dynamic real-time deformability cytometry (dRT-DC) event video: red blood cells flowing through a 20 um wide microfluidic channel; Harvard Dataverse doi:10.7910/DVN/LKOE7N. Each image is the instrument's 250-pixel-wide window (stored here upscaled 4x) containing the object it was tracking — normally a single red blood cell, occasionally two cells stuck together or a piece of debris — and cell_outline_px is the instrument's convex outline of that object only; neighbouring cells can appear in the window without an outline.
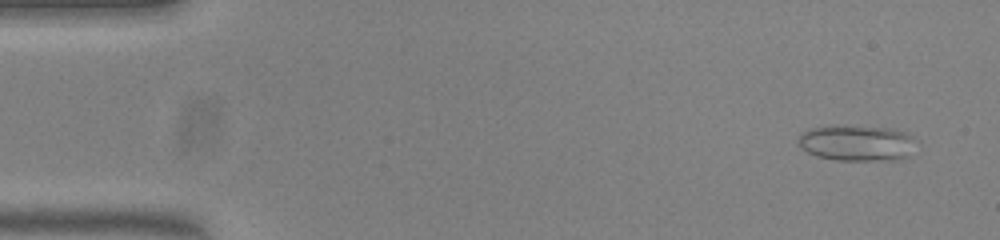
{"species": "common noctule bat (a hibernating species)", "species_latin": "Nyctalus noctula", "temperature_condition": "warm", "stored_images_in_passage": 51, "camera_frame_rate_fps": 3000, "um_per_image_px": 0.085, "animal": {"sex": "female", "body_mass_g": 23.0, "forearm_length_mm": 53.4}, "frame": {"image": 1, "passage_image": 1, "time_ms": 0.0, "image_size_px": [1000, 240], "cell_outline_px": [[912, 136], [908, 156], [900, 160], [836, 160], [816, 156], [800, 148], [796, 140], [800, 132], [808, 128], [888, 128], [904, 132]], "centroid_in_image_um": [72.73, 12.2], "position_along_channel_um": 12.3, "area_um2": 23.7}}
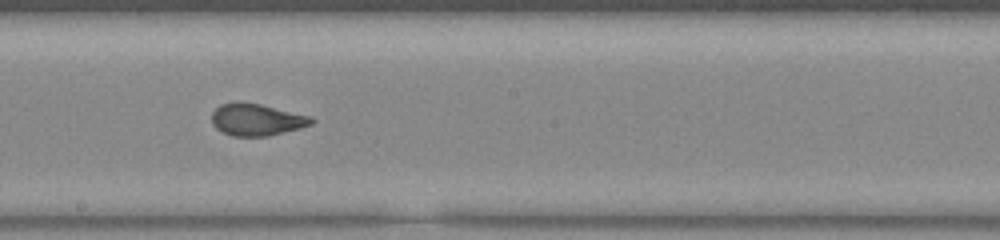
{"frame": {"image": 2, "passage_image": 27, "time_ms": 8.667, "image_size_px": [1000, 240], "cell_outline_px": [[316, 120], [312, 124], [300, 128], [264, 136], [232, 136], [216, 128], [212, 124], [212, 112], [220, 104], [240, 100], [260, 104], [312, 116]], "centroid_in_image_um": [21.8, 10.14], "position_along_channel_um": 226.4, "area_um2": 18.67}}
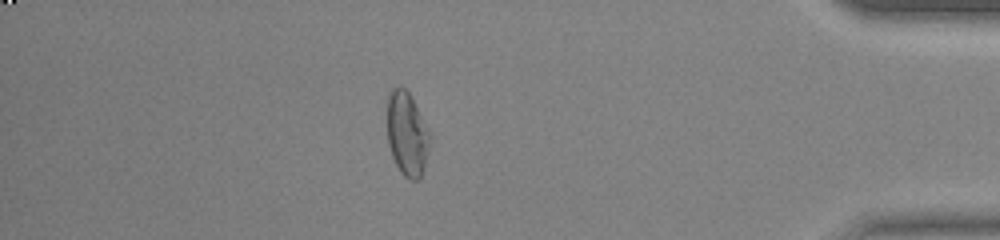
{"frame": {"image": 3, "passage_image": 44, "time_ms": 14.333, "image_size_px": [1000, 240], "cell_outline_px": [[432, 136], [424, 168], [420, 176], [416, 180], [412, 180], [404, 176], [400, 172], [392, 156], [388, 144], [388, 96], [392, 88], [400, 84], [412, 96]], "centroid_in_image_um": [34.61, 11.35], "position_along_channel_um": 400.6, "area_um2": 21.04}, "authors_computed_cell_mechanics": {"area_um2": 20.0566, "velocity_mm_per_s": 3.8326, "shape_relaxation_time_tau1_ms": null, "shape_relaxation_time_tau2_ms": 0.6044, "deformation_change_tau1": null, "deformation_change_tau2": 0.0713}}